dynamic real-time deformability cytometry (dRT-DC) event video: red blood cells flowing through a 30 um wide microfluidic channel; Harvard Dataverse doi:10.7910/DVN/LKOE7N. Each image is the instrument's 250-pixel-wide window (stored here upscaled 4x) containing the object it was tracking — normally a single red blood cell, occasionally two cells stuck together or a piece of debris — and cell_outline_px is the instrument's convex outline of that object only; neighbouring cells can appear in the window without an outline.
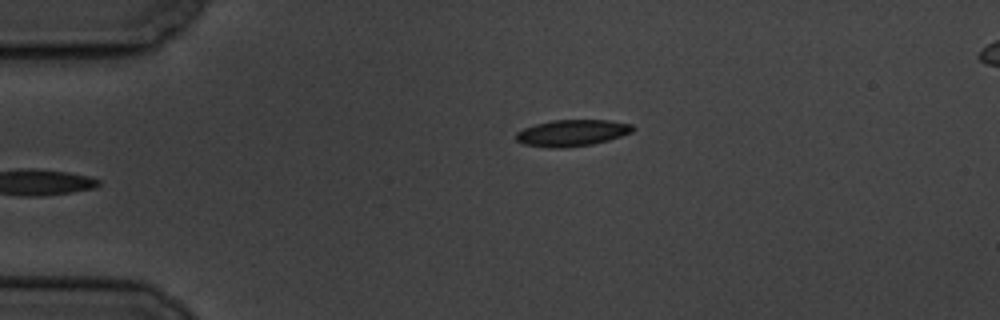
{"species": "common noctule bat (a hibernating species)", "species_latin": "Nyctalus noctula", "temperature_condition": "cold", "stored_images_in_passage": 5, "camera_frame_rate_fps": 3000, "um_per_image_px": 0.085, "animal": {"sex": "male", "body_mass_g": 19.5, "forearm_length_mm": 54.6}, "frame": {"image": 1, "passage_image": 5, "time_ms": 4.667, "image_size_px": [1000, 320], "cell_outline_px": [[636, 128], [632, 132], [608, 140], [592, 144], [564, 148], [552, 148], [524, 144], [516, 140], [516, 132], [524, 128], [536, 124], [552, 120], [608, 120], [632, 124]], "centroid_in_image_um": [48.63, 11.29], "position_along_channel_um": 36.4, "area_um2": 17.98}}